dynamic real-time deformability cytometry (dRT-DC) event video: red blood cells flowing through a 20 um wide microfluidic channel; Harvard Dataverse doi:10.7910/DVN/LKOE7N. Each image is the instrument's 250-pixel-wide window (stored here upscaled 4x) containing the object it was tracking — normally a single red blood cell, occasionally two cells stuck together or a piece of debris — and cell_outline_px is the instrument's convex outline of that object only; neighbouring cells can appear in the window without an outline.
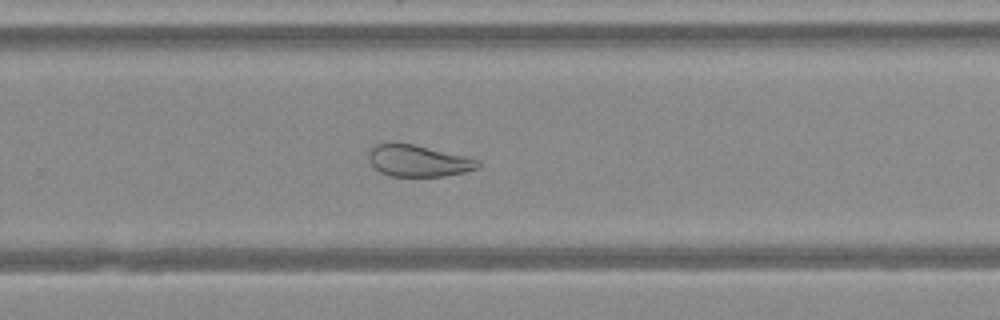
{"species": "Egyptian fruit bat (a non-hibernating species)", "species_latin": "Rousettus aegyptiacus", "temperature_condition": "warm", "stored_images_in_passage": 48, "camera_frame_rate_fps": 3000, "um_per_image_px": 0.085, "animal": {"sex": "female"}, "frame": {"image": 1, "passage_image": 32, "time_ms": 10.333, "image_size_px": [1000, 320], "cell_outline_px": [[480, 164], [476, 168], [464, 172], [440, 176], [392, 176], [380, 172], [368, 160], [368, 152], [376, 144], [412, 144], [464, 156], [480, 160]], "centroid_in_image_um": [35.53, 13.68], "position_along_channel_um": 294.3, "area_um2": 19.59}}
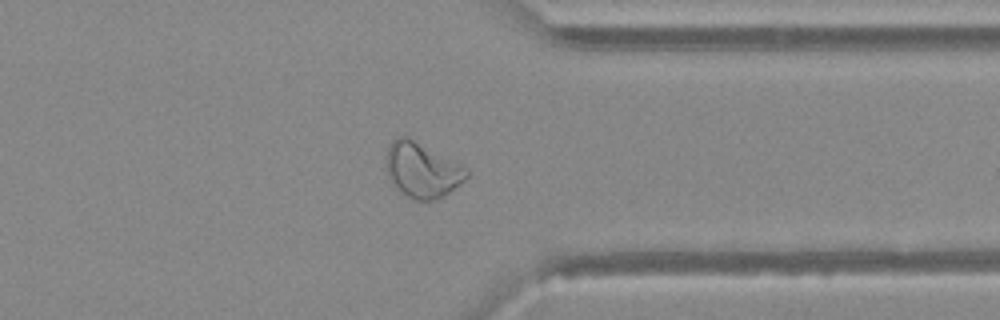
{"frame": {"image": 2, "passage_image": 38, "time_ms": 12.333, "image_size_px": [1000, 320], "cell_outline_px": [[468, 176], [460, 184], [448, 192], [432, 200], [416, 200], [400, 192], [388, 176], [384, 164], [388, 144], [396, 136], [408, 136], [464, 168], [468, 172]], "centroid_in_image_um": [35.78, 14.43], "position_along_channel_um": 375.6, "area_um2": 25.26}}
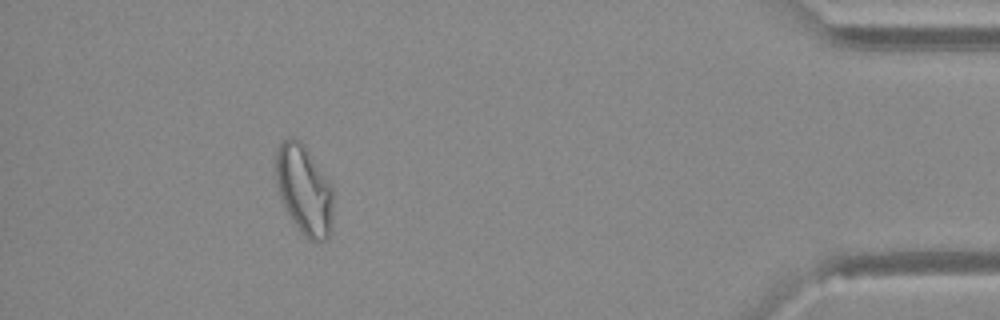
{"frame": {"image": 3, "passage_image": 44, "time_ms": 14.333, "image_size_px": [1000, 320], "cell_outline_px": [[332, 232], [328, 240], [316, 244], [308, 240], [300, 232], [284, 208], [280, 196], [276, 180], [276, 152], [280, 144], [288, 136], [292, 136], [300, 140], [304, 144], [328, 180], [332, 188]], "centroid_in_image_um": [25.86, 16.19], "position_along_channel_um": 409.3, "area_um2": 30.35}}